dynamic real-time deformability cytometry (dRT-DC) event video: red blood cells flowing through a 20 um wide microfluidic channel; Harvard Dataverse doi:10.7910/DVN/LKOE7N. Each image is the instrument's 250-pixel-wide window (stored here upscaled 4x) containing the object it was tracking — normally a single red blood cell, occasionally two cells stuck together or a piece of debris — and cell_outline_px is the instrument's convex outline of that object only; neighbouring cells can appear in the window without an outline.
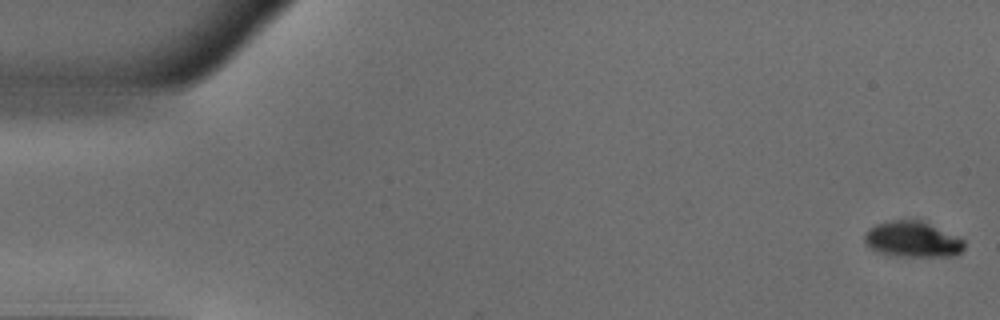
{"species": "common noctule bat (a hibernating species)", "species_latin": "Nyctalus noctula", "temperature_condition": "warm", "stored_images_in_passage": 10, "camera_frame_rate_fps": 3000, "um_per_image_px": 0.085, "animal": {"sex": "male", "body_mass_g": 18.8}, "frame": {"image": 1, "passage_image": 1, "time_ms": 0.0, "image_size_px": [1000, 320], "cell_outline_px": [[964, 248], [956, 256], [884, 256], [876, 252], [864, 240], [864, 232], [868, 228], [876, 224], [888, 220], [920, 220], [964, 240]], "centroid_in_image_um": [77.5, 20.36], "position_along_channel_um": 7.5, "area_um2": 20.81}}